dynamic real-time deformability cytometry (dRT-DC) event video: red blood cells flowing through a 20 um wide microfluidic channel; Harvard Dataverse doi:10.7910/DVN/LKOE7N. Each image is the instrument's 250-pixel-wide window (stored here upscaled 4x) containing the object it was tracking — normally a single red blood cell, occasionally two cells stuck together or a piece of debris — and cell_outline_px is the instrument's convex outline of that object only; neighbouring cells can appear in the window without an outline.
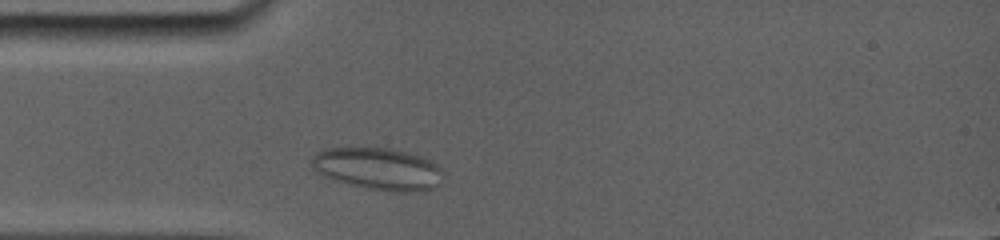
{"species": "common noctule bat (a hibernating species)", "species_latin": "Nyctalus noctula", "temperature_condition": "room temperature", "stored_images_in_passage": 4, "camera_frame_rate_fps": 5000, "um_per_image_px": 0.085, "animal": {"sex": "female", "body_mass_g": 19.0, "forearm_length_mm": 56.7}, "frame": {"image": 1, "passage_image": 4, "time_ms": 1.0, "image_size_px": [1000, 240], "cell_outline_px": [[440, 184], [436, 188], [420, 192], [388, 192], [364, 188], [332, 180], [324, 176], [312, 168], [312, 160], [320, 152], [332, 148], [380, 148], [400, 152], [416, 156], [428, 160], [436, 164], [440, 168]], "centroid_in_image_um": [32.14, 14.41], "position_along_channel_um": 52.9, "area_um2": 31.73}}